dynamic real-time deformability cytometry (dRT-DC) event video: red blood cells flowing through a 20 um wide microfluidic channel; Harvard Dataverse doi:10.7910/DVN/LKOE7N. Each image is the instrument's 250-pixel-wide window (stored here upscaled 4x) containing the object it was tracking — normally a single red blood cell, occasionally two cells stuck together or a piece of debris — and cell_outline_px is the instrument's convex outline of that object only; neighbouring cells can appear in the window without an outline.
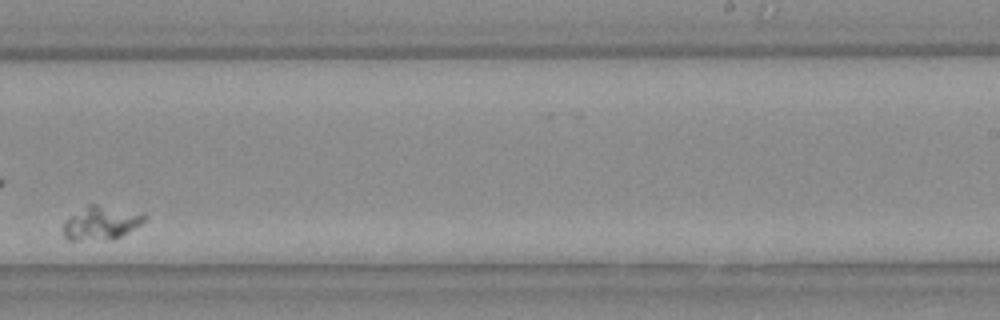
{"species": "Egyptian fruit bat (a non-hibernating species)", "species_latin": "Rousettus aegyptiacus", "temperature_condition": "warm", "stored_images_in_passage": 22, "camera_frame_rate_fps": 3000, "um_per_image_px": 0.085, "animal": {"sex": "female"}, "frame": {"image": 1, "passage_image": 13, "time_ms": 4.0, "image_size_px": [1000, 320], "cell_outline_px": [[148, 220], [128, 232], [112, 240], [64, 240], [60, 232], [60, 228], [64, 220], [68, 216], [88, 204], [96, 204], [144, 212], [148, 216]], "centroid_in_image_um": [8.56, 18.95], "position_along_channel_um": 280.4, "area_um2": 16.76}}